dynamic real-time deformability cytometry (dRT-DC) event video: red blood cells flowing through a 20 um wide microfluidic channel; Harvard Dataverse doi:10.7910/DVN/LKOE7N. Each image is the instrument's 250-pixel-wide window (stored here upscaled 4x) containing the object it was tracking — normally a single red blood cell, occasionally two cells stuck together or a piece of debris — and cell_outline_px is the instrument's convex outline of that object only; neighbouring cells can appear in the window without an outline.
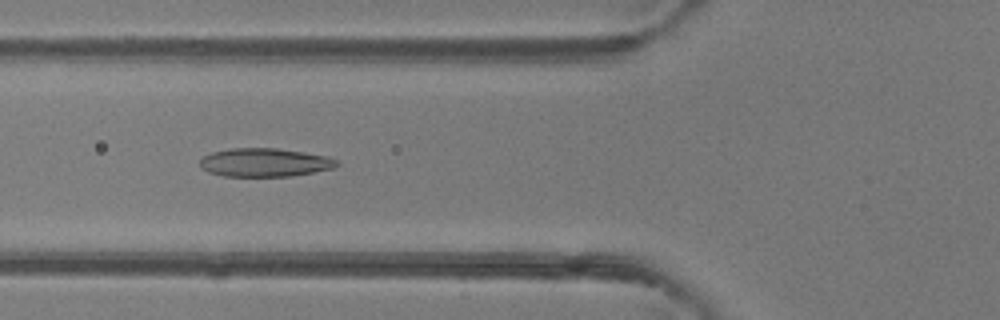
{"species": "common noctule bat (a hibernating species)", "species_latin": "Nyctalus noctula", "temperature_condition": "room temperature", "stored_images_in_passage": 50, "camera_frame_rate_fps": 3000, "um_per_image_px": 0.085, "animal": {"sex": "female"}, "frame": {"image": 1, "passage_image": 19, "time_ms": 6.0, "image_size_px": [1000, 320], "cell_outline_px": [[340, 164], [332, 168], [292, 176], [224, 176], [208, 172], [200, 168], [200, 160], [204, 156], [212, 152], [228, 148], [276, 148], [304, 152], [328, 156], [336, 160]], "centroid_in_image_um": [22.47, 13.8], "position_along_channel_um": 103.3, "area_um2": 22.72}}
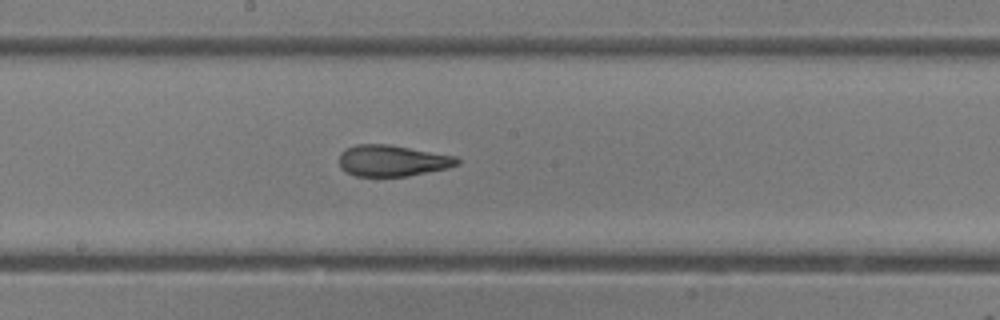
{"frame": {"image": 2, "passage_image": 27, "time_ms": 8.667, "image_size_px": [1000, 320], "cell_outline_px": [[460, 164], [448, 168], [408, 176], [356, 176], [340, 168], [340, 152], [344, 148], [356, 144], [388, 144], [456, 156], [460, 160]], "centroid_in_image_um": [33.35, 13.65], "position_along_channel_um": 214.8, "area_um2": 21.56}}
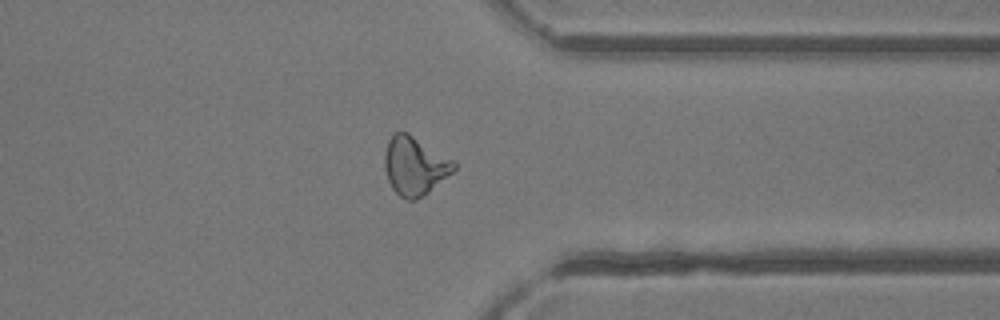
{"frame": {"image": 3, "passage_image": 39, "time_ms": 12.667, "image_size_px": [1000, 320], "cell_outline_px": [[456, 168], [452, 172], [424, 196], [416, 200], [408, 200], [400, 196], [392, 188], [388, 180], [384, 168], [384, 152], [388, 140], [396, 132], [408, 132], [452, 160], [456, 164]], "centroid_in_image_um": [35.22, 14.11], "position_along_channel_um": 376.2, "area_um2": 23.41}, "authors_computed_cell_mechanics": {"area_um2": 23.12, "velocity_mm_per_s": 4.1754, "shape_relaxation_time_tau1_ms": null, "shape_relaxation_time_tau2_ms": 1.7762, "deformation_change_tau1": null, "deformation_change_tau2": 0.0949}}